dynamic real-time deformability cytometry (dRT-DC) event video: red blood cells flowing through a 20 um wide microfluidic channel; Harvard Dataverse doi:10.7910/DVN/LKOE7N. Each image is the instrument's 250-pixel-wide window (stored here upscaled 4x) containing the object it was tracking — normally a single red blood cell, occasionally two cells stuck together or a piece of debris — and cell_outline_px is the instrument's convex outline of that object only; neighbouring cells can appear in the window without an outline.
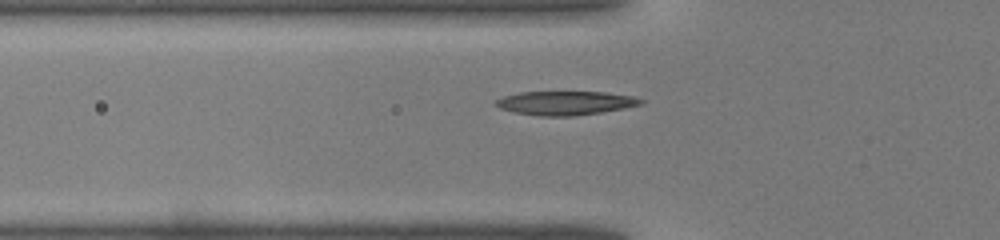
{"species": "common noctule bat (a hibernating species)", "species_latin": "Nyctalus noctula", "temperature_condition": "warm", "stored_images_in_passage": 32, "camera_frame_rate_fps": 3000, "um_per_image_px": 0.085, "animal": {"sex": "male", "body_mass_g": 19.0, "forearm_length_mm": 50.8}, "frame": {"image": 1, "passage_image": 4, "time_ms": 1.0, "image_size_px": [1000, 240], "cell_outline_px": [[644, 104], [624, 108], [600, 112], [572, 116], [540, 116], [516, 112], [500, 108], [492, 104], [496, 100], [504, 96], [520, 92], [604, 92], [636, 96], [644, 100]], "centroid_in_image_um": [48.08, 8.75], "position_along_channel_um": 77.7, "area_um2": 20.17}}
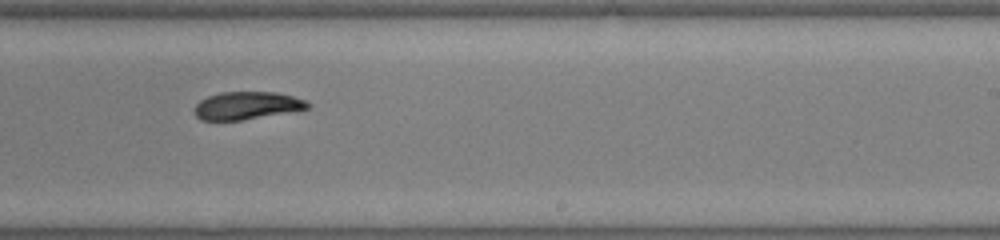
{"frame": {"image": 2, "passage_image": 16, "time_ms": 5.0, "image_size_px": [1000, 240], "cell_outline_px": [[312, 104], [308, 108], [240, 120], [200, 120], [196, 116], [196, 104], [200, 100], [208, 96], [220, 92], [276, 92], [292, 96], [304, 100]], "centroid_in_image_um": [20.96, 8.96], "position_along_channel_um": 268.0, "area_um2": 17.92}}
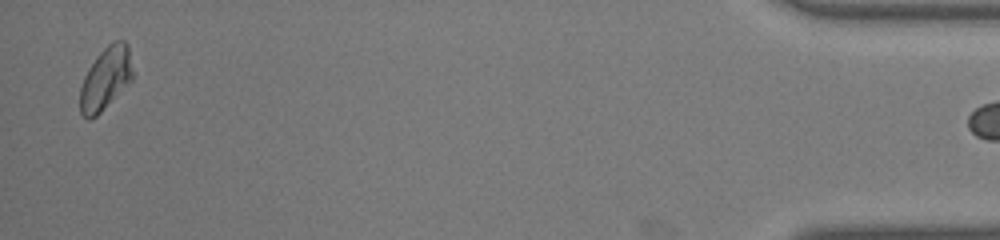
{"frame": {"image": 3, "passage_image": 31, "time_ms": 10.0, "image_size_px": [1000, 240], "cell_outline_px": [[136, 76], [92, 120], [88, 120], [80, 112], [80, 88], [84, 76], [88, 68], [96, 56], [108, 44], [116, 40], [124, 40], [128, 44]], "centroid_in_image_um": [9.01, 6.65], "position_along_channel_um": 426.2, "area_um2": 19.54}}